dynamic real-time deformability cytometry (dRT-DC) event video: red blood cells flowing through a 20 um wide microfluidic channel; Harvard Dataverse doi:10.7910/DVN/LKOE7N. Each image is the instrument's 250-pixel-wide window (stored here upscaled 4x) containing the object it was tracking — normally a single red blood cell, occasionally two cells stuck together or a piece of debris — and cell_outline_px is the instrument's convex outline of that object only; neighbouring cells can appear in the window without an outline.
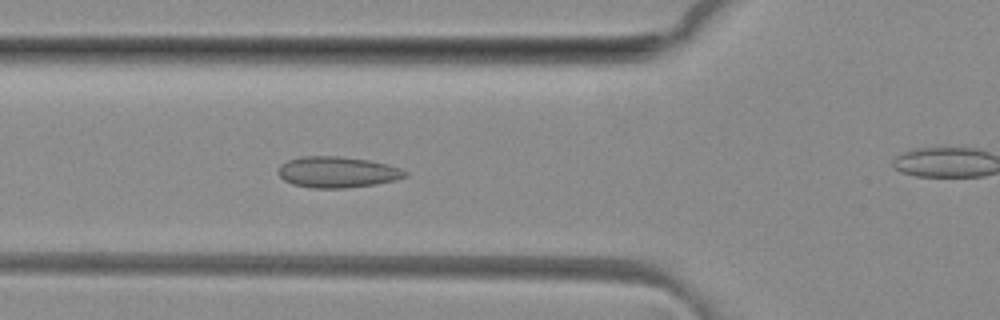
{"species": "common noctule bat (a hibernating species)", "species_latin": "Nyctalus noctula", "temperature_condition": "room temperature", "stored_images_in_passage": 30, "camera_frame_rate_fps": 3000, "um_per_image_px": 0.085, "animal": {"sex": "female", "body_mass_g": 29.2, "forearm_length_mm": 56.3}, "frame": {"image": 1, "passage_image": 7, "time_ms": 2.0, "image_size_px": [1000, 320], "cell_outline_px": [[408, 176], [396, 180], [376, 184], [348, 188], [312, 188], [292, 184], [284, 180], [276, 172], [280, 164], [288, 160], [300, 156], [340, 156], [368, 160], [388, 164], [400, 168], [408, 172]], "centroid_in_image_um": [28.67, 14.63], "position_along_channel_um": 97.1, "area_um2": 23.24}}
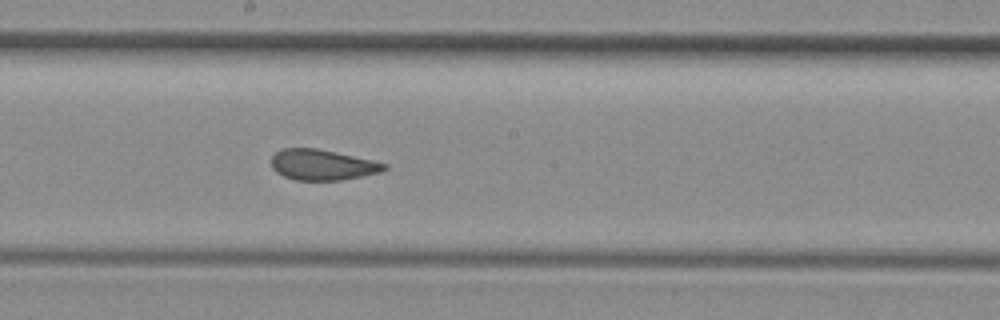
{"frame": {"image": 2, "passage_image": 16, "time_ms": 5.0, "image_size_px": [1000, 320], "cell_outline_px": [[388, 168], [380, 172], [340, 180], [296, 180], [284, 176], [276, 172], [272, 168], [272, 156], [276, 152], [284, 148], [316, 148], [372, 160], [388, 164]], "centroid_in_image_um": [27.39, 14.01], "position_along_channel_um": 220.8, "area_um2": 19.94}}
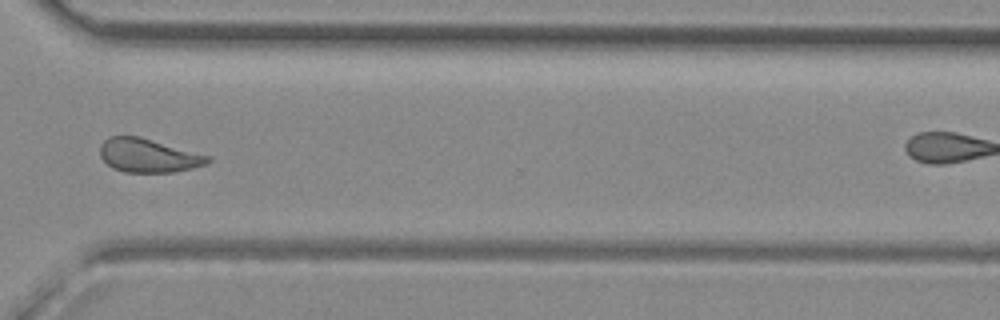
{"frame": {"image": 3, "passage_image": 26, "time_ms": 8.333, "image_size_px": [1000, 320], "cell_outline_px": [[212, 160], [208, 164], [176, 172], [124, 172], [112, 168], [100, 156], [100, 144], [108, 136], [140, 136], [212, 156]], "centroid_in_image_um": [12.64, 13.21], "position_along_channel_um": 358.0, "area_um2": 21.44}}